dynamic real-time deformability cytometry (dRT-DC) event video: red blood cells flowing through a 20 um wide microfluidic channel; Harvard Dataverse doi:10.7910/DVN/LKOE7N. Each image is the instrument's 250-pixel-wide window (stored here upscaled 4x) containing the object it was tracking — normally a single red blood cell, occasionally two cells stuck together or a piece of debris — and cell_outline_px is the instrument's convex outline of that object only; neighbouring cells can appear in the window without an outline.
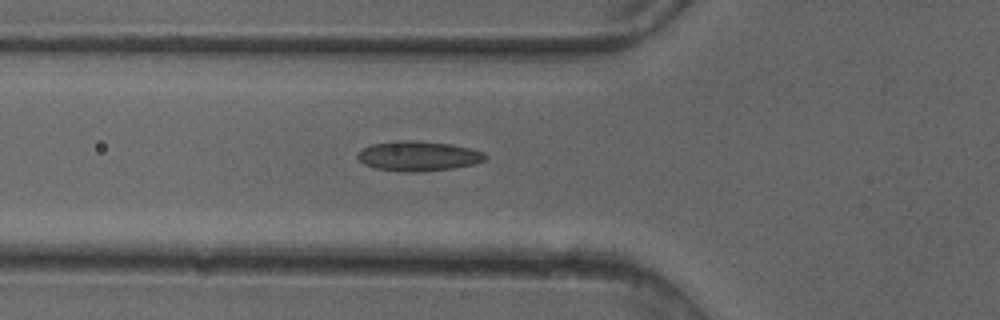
{"species": "common noctule bat (a hibernating species)", "species_latin": "Nyctalus noctula", "temperature_condition": "cold", "stored_images_in_passage": 36, "segment_of_instrument_passage": [1, 2], "camera_frame_rate_fps": 3000, "um_per_image_px": 0.085, "animal": {"sex": "female"}, "frame": {"image": 1, "passage_image": 3, "time_ms": 0.667, "image_size_px": [1000, 320], "cell_outline_px": [[488, 156], [484, 160], [476, 164], [452, 168], [416, 172], [396, 172], [372, 168], [364, 164], [356, 156], [364, 148], [372, 144], [396, 140], [412, 140], [452, 144], [484, 152]], "centroid_in_image_um": [35.54, 13.27], "position_along_channel_um": 90.3, "area_um2": 22.37}}
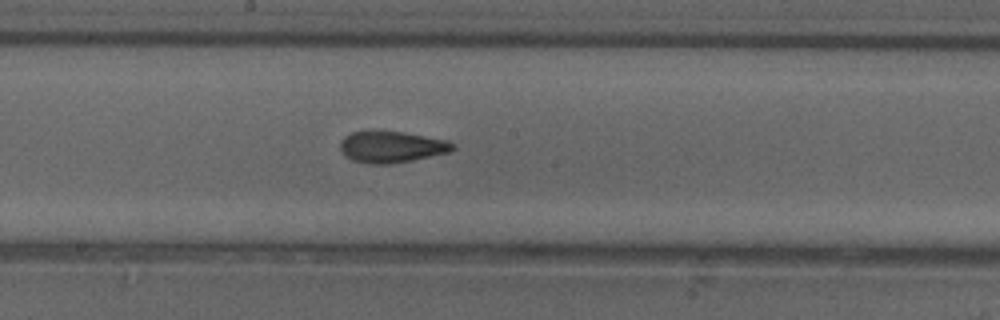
{"frame": {"image": 2, "passage_image": 12, "time_ms": 3.667, "image_size_px": [1000, 320], "cell_outline_px": [[456, 148], [452, 152], [392, 164], [368, 164], [352, 160], [340, 148], [340, 140], [344, 136], [352, 132], [372, 128], [404, 132], [448, 140], [456, 144]], "centroid_in_image_um": [33.3, 12.45], "position_along_channel_um": 214.9, "area_um2": 21.33}}
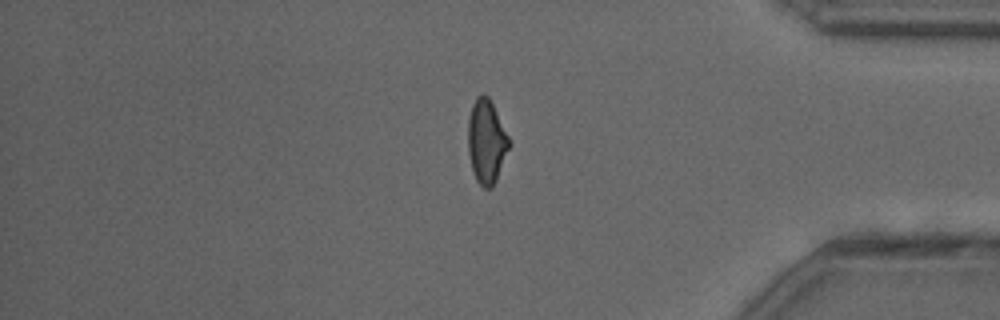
{"frame": {"image": 3, "passage_image": 27, "time_ms": 8.667, "image_size_px": [1000, 320], "cell_outline_px": [[512, 144], [496, 180], [492, 188], [484, 188], [476, 180], [472, 168], [468, 152], [468, 120], [472, 104], [476, 96], [484, 92], [488, 96]], "centroid_in_image_um": [41.35, 12.03], "position_along_channel_um": 393.8, "area_um2": 20.11}}